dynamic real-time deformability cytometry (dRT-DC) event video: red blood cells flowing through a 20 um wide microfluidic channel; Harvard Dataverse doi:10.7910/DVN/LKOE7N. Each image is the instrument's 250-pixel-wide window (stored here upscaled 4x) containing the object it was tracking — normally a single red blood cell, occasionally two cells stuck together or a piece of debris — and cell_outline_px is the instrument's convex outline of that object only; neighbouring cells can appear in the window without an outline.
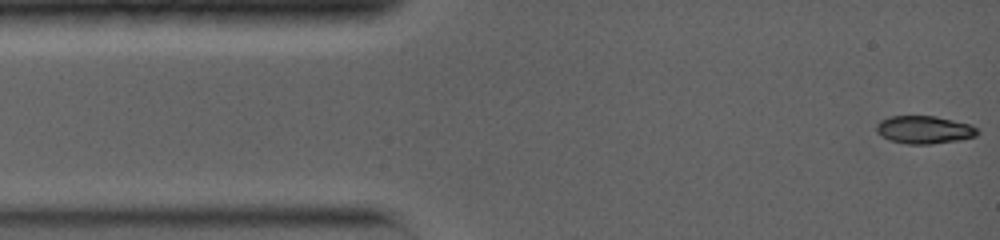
{"species": "common noctule bat (a hibernating species)", "species_latin": "Nyctalus noctula", "temperature_condition": "warm", "stored_images_in_passage": 34, "camera_frame_rate_fps": 5000, "um_per_image_px": 0.085, "animal": {"sex": "female", "body_mass_g": 19.0, "forearm_length_mm": 56.7}, "frame": {"image": 1, "passage_image": 1, "time_ms": 0.0, "image_size_px": [1000, 240], "cell_outline_px": [[980, 132], [976, 136], [960, 140], [932, 144], [908, 144], [888, 140], [876, 132], [876, 124], [880, 120], [888, 116], [936, 116], [972, 124]], "centroid_in_image_um": [78.56, 11.02], "position_along_channel_um": 6.4, "area_um2": 16.65}}
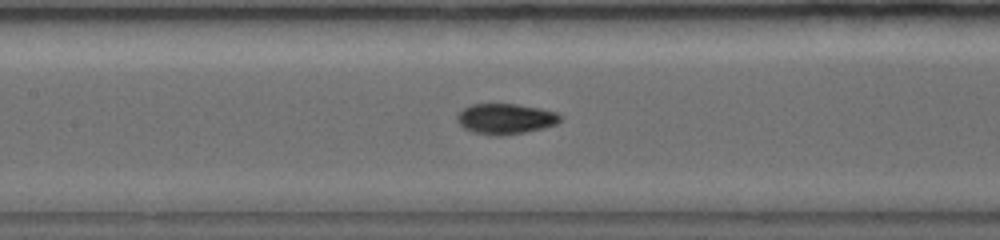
{"frame": {"image": 2, "passage_image": 15, "time_ms": 5.8, "image_size_px": [1000, 240], "cell_outline_px": [[564, 116], [556, 124], [544, 128], [504, 136], [496, 136], [472, 132], [464, 128], [456, 120], [456, 116], [464, 108], [472, 104], [516, 104], [540, 108], [560, 112]], "centroid_in_image_um": [43.01, 10.1], "position_along_channel_um": 164.4, "area_um2": 18.55}}
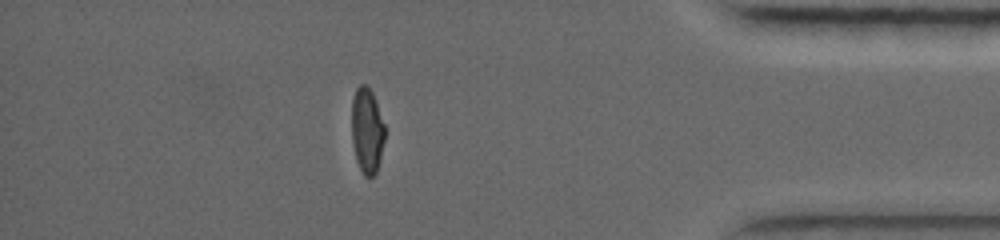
{"frame": {"image": 3, "passage_image": 30, "time_ms": 12.6, "image_size_px": [1000, 240], "cell_outline_px": [[384, 140], [380, 160], [376, 172], [372, 176], [364, 176], [356, 160], [352, 144], [352, 96], [356, 88], [360, 84], [368, 84], [376, 100], [384, 124]], "centroid_in_image_um": [31.18, 11.05], "position_along_channel_um": 404.0, "area_um2": 16.65}, "authors_computed_cell_mechanics": {"area_um2": 17.5134, "velocity_mm_per_s": 4.0505, "shape_relaxation_time_tau1_ms": 7.4684, "shape_relaxation_time_tau2_ms": null, "deformation_change_tau1": 0.2978, "deformation_change_tau2": null}}